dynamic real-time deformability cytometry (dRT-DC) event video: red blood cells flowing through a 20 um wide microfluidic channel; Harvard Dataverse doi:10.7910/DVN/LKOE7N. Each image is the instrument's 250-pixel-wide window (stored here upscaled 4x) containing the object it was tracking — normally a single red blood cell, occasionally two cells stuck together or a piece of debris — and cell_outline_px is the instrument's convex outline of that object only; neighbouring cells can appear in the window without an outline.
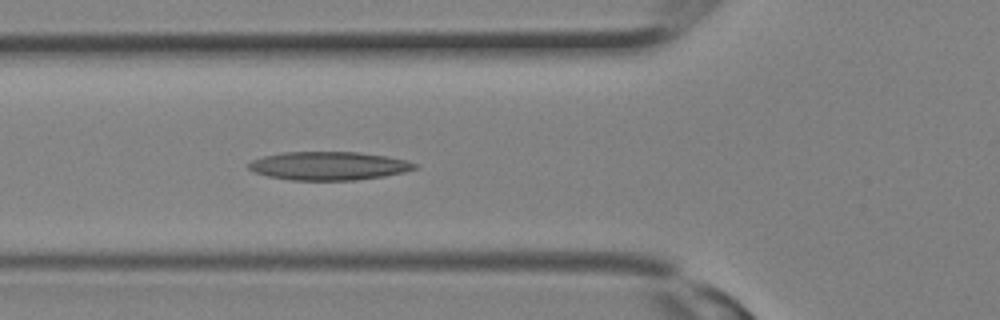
{"species": "Egyptian fruit bat (a non-hibernating species)", "species_latin": "Rousettus aegyptiacus", "temperature_condition": "room temperature", "stored_images_in_passage": 10, "camera_frame_rate_fps": 3000, "um_per_image_px": 0.085, "animal": {"sex": "female"}, "frame": {"image": 1, "passage_image": 10, "time_ms": 3.0, "image_size_px": [1000, 320], "cell_outline_px": [[420, 168], [404, 172], [384, 176], [356, 180], [292, 180], [268, 176], [256, 172], [248, 168], [248, 164], [252, 160], [264, 156], [280, 152], [360, 152], [388, 156], [408, 160], [416, 164]], "centroid_in_image_um": [27.99, 14.09], "position_along_channel_um": 97.8, "area_um2": 27.63}}